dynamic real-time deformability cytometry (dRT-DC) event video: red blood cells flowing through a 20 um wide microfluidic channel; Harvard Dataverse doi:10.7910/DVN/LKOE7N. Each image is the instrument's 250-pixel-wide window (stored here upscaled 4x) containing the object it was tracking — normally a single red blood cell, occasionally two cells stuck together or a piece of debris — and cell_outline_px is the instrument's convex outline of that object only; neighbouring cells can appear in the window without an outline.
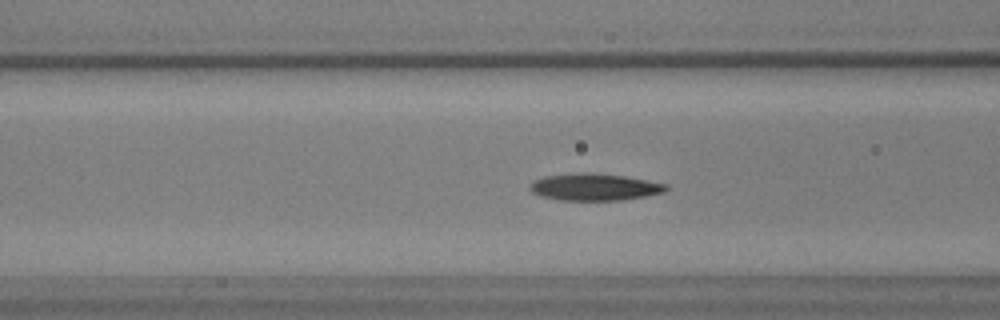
{"species": "common noctule bat (a hibernating species)", "species_latin": "Nyctalus noctula", "temperature_condition": "warm", "stored_images_in_passage": 42, "camera_frame_rate_fps": 3000, "um_per_image_px": 0.085, "animal": {"sex": "male", "body_mass_g": 17.9, "forearm_length_mm": 54.2}, "frame": {"image": 1, "passage_image": 7, "time_ms": 2.0, "image_size_px": [1000, 320], "cell_outline_px": [[668, 188], [664, 192], [644, 196], [620, 200], [560, 200], [540, 196], [532, 192], [528, 188], [528, 184], [544, 176], [580, 172], [588, 172], [624, 176], [648, 180], [668, 184]], "centroid_in_image_um": [50.51, 15.89], "position_along_channel_um": 116.1, "area_um2": 21.44}}
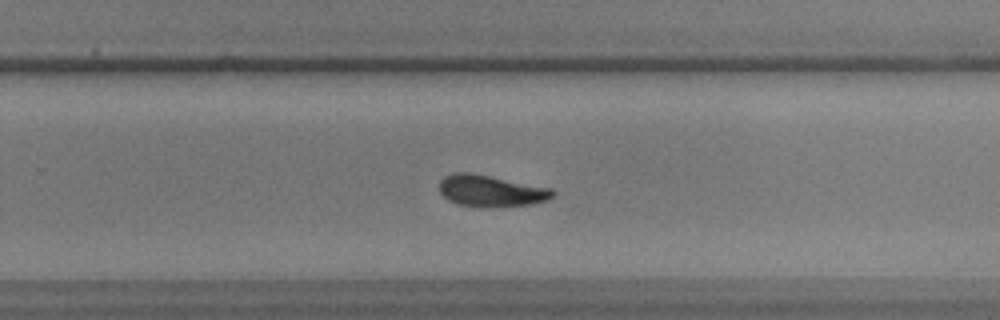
{"frame": {"image": 2, "passage_image": 22, "time_ms": 7.0, "image_size_px": [1000, 320], "cell_outline_px": [[556, 192], [548, 200], [532, 204], [496, 208], [480, 208], [456, 204], [448, 200], [440, 192], [440, 180], [444, 176], [452, 172], [472, 172], [552, 188]], "centroid_in_image_um": [41.72, 16.24], "position_along_channel_um": 288.1, "area_um2": 21.44}}
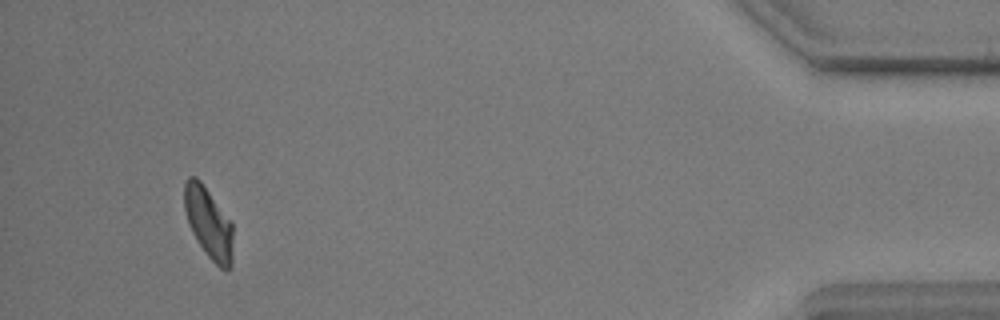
{"frame": {"image": 3, "passage_image": 39, "time_ms": 12.667, "image_size_px": [1000, 320], "cell_outline_px": [[232, 264], [228, 272], [220, 268], [208, 256], [192, 232], [188, 224], [184, 208], [184, 184], [188, 176], [196, 176], [200, 180], [232, 220]], "centroid_in_image_um": [17.74, 18.93], "position_along_channel_um": 417.5, "area_um2": 20.35}}